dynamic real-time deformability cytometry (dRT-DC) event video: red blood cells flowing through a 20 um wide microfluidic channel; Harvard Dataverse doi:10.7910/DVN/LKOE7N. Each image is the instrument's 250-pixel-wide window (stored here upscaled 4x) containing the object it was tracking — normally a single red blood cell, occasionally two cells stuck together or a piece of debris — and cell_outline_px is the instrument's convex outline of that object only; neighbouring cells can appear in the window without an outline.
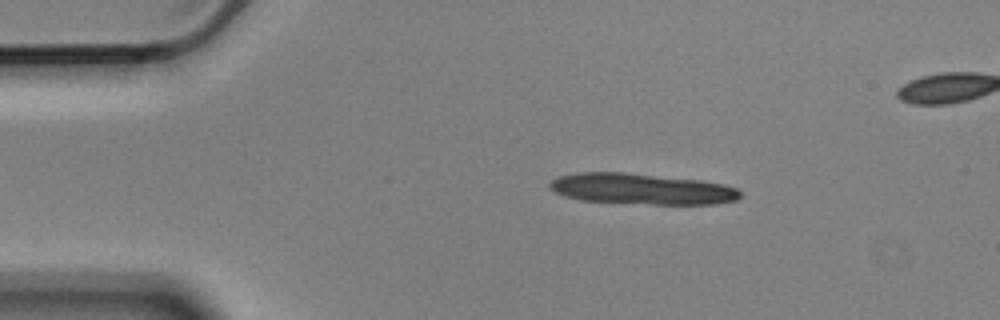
{"species": "Egyptian fruit bat (a non-hibernating species)", "species_latin": "Rousettus aegyptiacus", "temperature_condition": "cold", "stored_images_in_passage": 4, "camera_frame_rate_fps": 3000, "um_per_image_px": 0.085, "animal": {"sex": "male"}, "frame": {"image": 1, "passage_image": 4, "time_ms": 1.0, "image_size_px": [1000, 320], "cell_outline_px": [[740, 196], [736, 200], [716, 204], [652, 204], [580, 200], [564, 196], [556, 192], [548, 184], [556, 176], [576, 172], [624, 172], [700, 180], [724, 184], [736, 188], [740, 192]], "centroid_in_image_um": [54.52, 16.05], "position_along_channel_um": 30.5, "area_um2": 34.28}}